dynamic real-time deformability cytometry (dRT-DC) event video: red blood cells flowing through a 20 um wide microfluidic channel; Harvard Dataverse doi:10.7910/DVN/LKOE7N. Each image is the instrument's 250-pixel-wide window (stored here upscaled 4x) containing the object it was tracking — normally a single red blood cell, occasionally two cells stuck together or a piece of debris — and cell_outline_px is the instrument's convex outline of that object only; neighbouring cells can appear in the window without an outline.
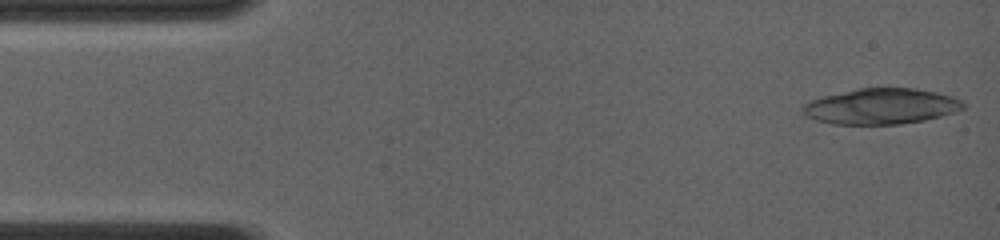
{"species": "common noctule bat (a hibernating species)", "species_latin": "Nyctalus noctula", "temperature_condition": "room temperature", "stored_images_in_passage": 14, "camera_frame_rate_fps": 4000, "um_per_image_px": 0.085, "animal": {"sex": "female", "body_mass_g": 19.0, "forearm_length_mm": 56.7}, "frame": {"image": 1, "passage_image": 1, "time_ms": 0.0, "image_size_px": [1000, 240], "cell_outline_px": [[968, 104], [964, 108], [956, 112], [924, 120], [900, 124], [832, 124], [816, 120], [808, 116], [800, 108], [808, 100], [824, 96], [860, 88], [916, 88], [936, 92], [952, 96]], "centroid_in_image_um": [74.92, 9.03], "position_along_channel_um": 10.1, "area_um2": 33.41}}
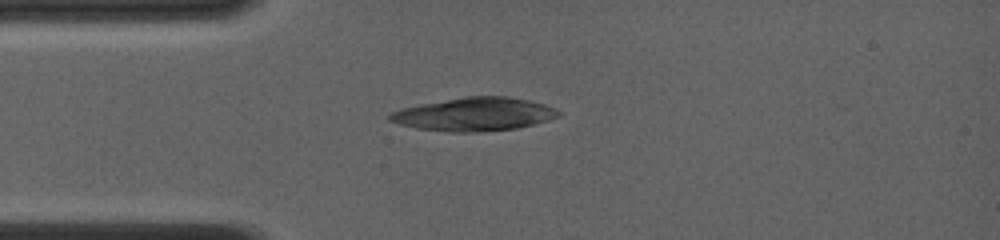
{"frame": {"image": 2, "passage_image": 14, "time_ms": 3.25, "image_size_px": [1000, 240], "cell_outline_px": [[560, 116], [548, 120], [516, 128], [480, 132], [448, 132], [416, 128], [400, 124], [388, 120], [388, 112], [400, 108], [420, 104], [468, 96], [508, 96], [528, 100], [544, 104], [556, 108], [560, 112]], "centroid_in_image_um": [40.29, 9.71], "position_along_channel_um": 44.7, "area_um2": 32.83}}